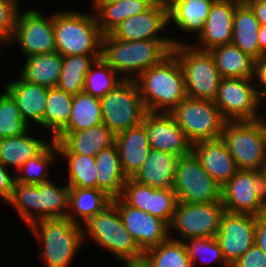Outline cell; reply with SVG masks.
<instances>
[{"label":"cell","instance_id":"6da1fadb","mask_svg":"<svg viewBox=\"0 0 266 267\" xmlns=\"http://www.w3.org/2000/svg\"><path fill=\"white\" fill-rule=\"evenodd\" d=\"M172 40L124 41L110 33L102 39V59L124 80H135L141 73L167 57Z\"/></svg>","mask_w":266,"mask_h":267},{"label":"cell","instance_id":"7a4b0ae2","mask_svg":"<svg viewBox=\"0 0 266 267\" xmlns=\"http://www.w3.org/2000/svg\"><path fill=\"white\" fill-rule=\"evenodd\" d=\"M135 82L144 107L149 112L170 113L187 97L184 74L172 52L141 73Z\"/></svg>","mask_w":266,"mask_h":267},{"label":"cell","instance_id":"3957f363","mask_svg":"<svg viewBox=\"0 0 266 267\" xmlns=\"http://www.w3.org/2000/svg\"><path fill=\"white\" fill-rule=\"evenodd\" d=\"M83 238L106 249L123 267H138L143 251L126 230L117 207L111 203L82 225ZM86 235V236H85Z\"/></svg>","mask_w":266,"mask_h":267},{"label":"cell","instance_id":"277c9868","mask_svg":"<svg viewBox=\"0 0 266 267\" xmlns=\"http://www.w3.org/2000/svg\"><path fill=\"white\" fill-rule=\"evenodd\" d=\"M28 227L42 248L40 261L47 267H70L84 244L82 226L67 217L38 219Z\"/></svg>","mask_w":266,"mask_h":267},{"label":"cell","instance_id":"5b68a950","mask_svg":"<svg viewBox=\"0 0 266 267\" xmlns=\"http://www.w3.org/2000/svg\"><path fill=\"white\" fill-rule=\"evenodd\" d=\"M69 188L67 183L61 187L50 180L37 185L15 182L7 203L30 226L38 219L67 217Z\"/></svg>","mask_w":266,"mask_h":267},{"label":"cell","instance_id":"8992f818","mask_svg":"<svg viewBox=\"0 0 266 267\" xmlns=\"http://www.w3.org/2000/svg\"><path fill=\"white\" fill-rule=\"evenodd\" d=\"M56 52L62 56L102 55L103 33L95 14L71 10L53 12Z\"/></svg>","mask_w":266,"mask_h":267},{"label":"cell","instance_id":"52a82bcc","mask_svg":"<svg viewBox=\"0 0 266 267\" xmlns=\"http://www.w3.org/2000/svg\"><path fill=\"white\" fill-rule=\"evenodd\" d=\"M178 59L188 97L214 101L222 76L210 51L199 50L190 43L174 45L171 51Z\"/></svg>","mask_w":266,"mask_h":267},{"label":"cell","instance_id":"ba28073f","mask_svg":"<svg viewBox=\"0 0 266 267\" xmlns=\"http://www.w3.org/2000/svg\"><path fill=\"white\" fill-rule=\"evenodd\" d=\"M99 100L102 123L114 135L140 125L147 112L135 80H123Z\"/></svg>","mask_w":266,"mask_h":267},{"label":"cell","instance_id":"9c48e42d","mask_svg":"<svg viewBox=\"0 0 266 267\" xmlns=\"http://www.w3.org/2000/svg\"><path fill=\"white\" fill-rule=\"evenodd\" d=\"M170 114L192 144L221 139L227 122L214 101L188 96Z\"/></svg>","mask_w":266,"mask_h":267},{"label":"cell","instance_id":"30bf717a","mask_svg":"<svg viewBox=\"0 0 266 267\" xmlns=\"http://www.w3.org/2000/svg\"><path fill=\"white\" fill-rule=\"evenodd\" d=\"M221 140L238 170L258 171L266 153L265 133L259 120L227 121Z\"/></svg>","mask_w":266,"mask_h":267},{"label":"cell","instance_id":"8fae6325","mask_svg":"<svg viewBox=\"0 0 266 267\" xmlns=\"http://www.w3.org/2000/svg\"><path fill=\"white\" fill-rule=\"evenodd\" d=\"M224 212L225 209L221 202L186 203L178 201L169 224V236L173 229L178 232L180 238L172 237V239L183 242L192 238H214L219 232Z\"/></svg>","mask_w":266,"mask_h":267},{"label":"cell","instance_id":"7c38bea8","mask_svg":"<svg viewBox=\"0 0 266 267\" xmlns=\"http://www.w3.org/2000/svg\"><path fill=\"white\" fill-rule=\"evenodd\" d=\"M172 189L179 202H221L222 186L207 173L192 152L179 157Z\"/></svg>","mask_w":266,"mask_h":267},{"label":"cell","instance_id":"4fadbf2b","mask_svg":"<svg viewBox=\"0 0 266 267\" xmlns=\"http://www.w3.org/2000/svg\"><path fill=\"white\" fill-rule=\"evenodd\" d=\"M253 78H222L215 105L227 121H255L262 105Z\"/></svg>","mask_w":266,"mask_h":267},{"label":"cell","instance_id":"5bb4252c","mask_svg":"<svg viewBox=\"0 0 266 267\" xmlns=\"http://www.w3.org/2000/svg\"><path fill=\"white\" fill-rule=\"evenodd\" d=\"M221 203L230 213L266 214V189L258 171L238 170L222 186Z\"/></svg>","mask_w":266,"mask_h":267},{"label":"cell","instance_id":"9a60e30c","mask_svg":"<svg viewBox=\"0 0 266 267\" xmlns=\"http://www.w3.org/2000/svg\"><path fill=\"white\" fill-rule=\"evenodd\" d=\"M24 11L18 12L10 44L17 41L26 57L56 52L53 14L44 17L36 9Z\"/></svg>","mask_w":266,"mask_h":267},{"label":"cell","instance_id":"2e32d148","mask_svg":"<svg viewBox=\"0 0 266 267\" xmlns=\"http://www.w3.org/2000/svg\"><path fill=\"white\" fill-rule=\"evenodd\" d=\"M170 26L168 4L155 1L147 10L122 21L110 34L119 40H172L174 45L184 41L161 36L160 32ZM159 34V35H158Z\"/></svg>","mask_w":266,"mask_h":267},{"label":"cell","instance_id":"e0dca14e","mask_svg":"<svg viewBox=\"0 0 266 267\" xmlns=\"http://www.w3.org/2000/svg\"><path fill=\"white\" fill-rule=\"evenodd\" d=\"M255 230L256 215L223 213L215 238L230 267L255 243Z\"/></svg>","mask_w":266,"mask_h":267},{"label":"cell","instance_id":"ac0fdd59","mask_svg":"<svg viewBox=\"0 0 266 267\" xmlns=\"http://www.w3.org/2000/svg\"><path fill=\"white\" fill-rule=\"evenodd\" d=\"M112 203L117 207L126 230L143 252L170 237L169 225L162 219L131 207L120 197L112 199Z\"/></svg>","mask_w":266,"mask_h":267},{"label":"cell","instance_id":"d6986e66","mask_svg":"<svg viewBox=\"0 0 266 267\" xmlns=\"http://www.w3.org/2000/svg\"><path fill=\"white\" fill-rule=\"evenodd\" d=\"M120 198L131 207L148 212L168 225L178 203L172 188L154 189L132 178L126 180Z\"/></svg>","mask_w":266,"mask_h":267},{"label":"cell","instance_id":"ffe728a7","mask_svg":"<svg viewBox=\"0 0 266 267\" xmlns=\"http://www.w3.org/2000/svg\"><path fill=\"white\" fill-rule=\"evenodd\" d=\"M142 123L145 125L151 149L179 157L191 153L192 143L170 113L147 111Z\"/></svg>","mask_w":266,"mask_h":267},{"label":"cell","instance_id":"44dd1931","mask_svg":"<svg viewBox=\"0 0 266 267\" xmlns=\"http://www.w3.org/2000/svg\"><path fill=\"white\" fill-rule=\"evenodd\" d=\"M239 0H214L205 26L191 45L199 50L230 44L233 37V18Z\"/></svg>","mask_w":266,"mask_h":267},{"label":"cell","instance_id":"7402d4cb","mask_svg":"<svg viewBox=\"0 0 266 267\" xmlns=\"http://www.w3.org/2000/svg\"><path fill=\"white\" fill-rule=\"evenodd\" d=\"M53 140L59 154L95 156L115 143V135L103 124L77 132H59Z\"/></svg>","mask_w":266,"mask_h":267},{"label":"cell","instance_id":"603a6c76","mask_svg":"<svg viewBox=\"0 0 266 267\" xmlns=\"http://www.w3.org/2000/svg\"><path fill=\"white\" fill-rule=\"evenodd\" d=\"M191 152L207 173L221 186L238 171L235 160L221 139L193 143Z\"/></svg>","mask_w":266,"mask_h":267},{"label":"cell","instance_id":"cb8c5ba5","mask_svg":"<svg viewBox=\"0 0 266 267\" xmlns=\"http://www.w3.org/2000/svg\"><path fill=\"white\" fill-rule=\"evenodd\" d=\"M121 167L127 178H132L148 158L151 147L145 125L115 135Z\"/></svg>","mask_w":266,"mask_h":267},{"label":"cell","instance_id":"d4e9b609","mask_svg":"<svg viewBox=\"0 0 266 267\" xmlns=\"http://www.w3.org/2000/svg\"><path fill=\"white\" fill-rule=\"evenodd\" d=\"M4 88L15 99L21 117L28 124H31V120L41 125L47 104V87L25 82L19 78L10 80Z\"/></svg>","mask_w":266,"mask_h":267},{"label":"cell","instance_id":"484cf974","mask_svg":"<svg viewBox=\"0 0 266 267\" xmlns=\"http://www.w3.org/2000/svg\"><path fill=\"white\" fill-rule=\"evenodd\" d=\"M178 159L177 155L151 149L148 158L132 179L154 189L172 188Z\"/></svg>","mask_w":266,"mask_h":267},{"label":"cell","instance_id":"4316f807","mask_svg":"<svg viewBox=\"0 0 266 267\" xmlns=\"http://www.w3.org/2000/svg\"><path fill=\"white\" fill-rule=\"evenodd\" d=\"M111 203L112 198L100 189L70 187L67 218L82 226Z\"/></svg>","mask_w":266,"mask_h":267},{"label":"cell","instance_id":"83f0119b","mask_svg":"<svg viewBox=\"0 0 266 267\" xmlns=\"http://www.w3.org/2000/svg\"><path fill=\"white\" fill-rule=\"evenodd\" d=\"M95 161L97 189L104 191L112 199L120 197L128 178L122 170L116 144L101 150L95 155Z\"/></svg>","mask_w":266,"mask_h":267},{"label":"cell","instance_id":"f1b7e54d","mask_svg":"<svg viewBox=\"0 0 266 267\" xmlns=\"http://www.w3.org/2000/svg\"><path fill=\"white\" fill-rule=\"evenodd\" d=\"M214 0H172L168 4L169 23L186 33L199 35Z\"/></svg>","mask_w":266,"mask_h":267},{"label":"cell","instance_id":"f546056e","mask_svg":"<svg viewBox=\"0 0 266 267\" xmlns=\"http://www.w3.org/2000/svg\"><path fill=\"white\" fill-rule=\"evenodd\" d=\"M260 22L248 4L239 3L233 18V37L232 44L236 45L243 53L252 58H260V46L258 34Z\"/></svg>","mask_w":266,"mask_h":267},{"label":"cell","instance_id":"4dcf8cb0","mask_svg":"<svg viewBox=\"0 0 266 267\" xmlns=\"http://www.w3.org/2000/svg\"><path fill=\"white\" fill-rule=\"evenodd\" d=\"M63 56L59 52L26 57L20 78L25 82L56 87L61 75Z\"/></svg>","mask_w":266,"mask_h":267},{"label":"cell","instance_id":"1f68e13d","mask_svg":"<svg viewBox=\"0 0 266 267\" xmlns=\"http://www.w3.org/2000/svg\"><path fill=\"white\" fill-rule=\"evenodd\" d=\"M49 142L38 139L30 134L0 139V161L7 168L16 171L30 158L38 155Z\"/></svg>","mask_w":266,"mask_h":267},{"label":"cell","instance_id":"d6a6232c","mask_svg":"<svg viewBox=\"0 0 266 267\" xmlns=\"http://www.w3.org/2000/svg\"><path fill=\"white\" fill-rule=\"evenodd\" d=\"M155 0H125L111 3H93L97 23L103 34L110 33L125 19L147 10Z\"/></svg>","mask_w":266,"mask_h":267},{"label":"cell","instance_id":"836d02e7","mask_svg":"<svg viewBox=\"0 0 266 267\" xmlns=\"http://www.w3.org/2000/svg\"><path fill=\"white\" fill-rule=\"evenodd\" d=\"M222 78H253L255 59L236 45L225 44L210 50Z\"/></svg>","mask_w":266,"mask_h":267},{"label":"cell","instance_id":"e575fe53","mask_svg":"<svg viewBox=\"0 0 266 267\" xmlns=\"http://www.w3.org/2000/svg\"><path fill=\"white\" fill-rule=\"evenodd\" d=\"M138 267H193L183 241L172 239L171 236L143 253L142 262Z\"/></svg>","mask_w":266,"mask_h":267},{"label":"cell","instance_id":"d590c367","mask_svg":"<svg viewBox=\"0 0 266 267\" xmlns=\"http://www.w3.org/2000/svg\"><path fill=\"white\" fill-rule=\"evenodd\" d=\"M73 95L57 87L47 88V104L41 127L53 139L69 122L72 114Z\"/></svg>","mask_w":266,"mask_h":267},{"label":"cell","instance_id":"8d00e7d4","mask_svg":"<svg viewBox=\"0 0 266 267\" xmlns=\"http://www.w3.org/2000/svg\"><path fill=\"white\" fill-rule=\"evenodd\" d=\"M102 55H69L63 56L61 75L57 88L76 95L84 91V82L90 67Z\"/></svg>","mask_w":266,"mask_h":267},{"label":"cell","instance_id":"74e56055","mask_svg":"<svg viewBox=\"0 0 266 267\" xmlns=\"http://www.w3.org/2000/svg\"><path fill=\"white\" fill-rule=\"evenodd\" d=\"M100 123L102 113L99 98L81 91L73 95L71 118L60 132L82 131Z\"/></svg>","mask_w":266,"mask_h":267},{"label":"cell","instance_id":"f35d334b","mask_svg":"<svg viewBox=\"0 0 266 267\" xmlns=\"http://www.w3.org/2000/svg\"><path fill=\"white\" fill-rule=\"evenodd\" d=\"M56 142L51 138L50 143L36 156L25 162L15 173V182L37 185L49 181V167L58 160Z\"/></svg>","mask_w":266,"mask_h":267},{"label":"cell","instance_id":"ab89813d","mask_svg":"<svg viewBox=\"0 0 266 267\" xmlns=\"http://www.w3.org/2000/svg\"><path fill=\"white\" fill-rule=\"evenodd\" d=\"M68 167V186L97 189L95 156L82 154H59Z\"/></svg>","mask_w":266,"mask_h":267},{"label":"cell","instance_id":"60d3db41","mask_svg":"<svg viewBox=\"0 0 266 267\" xmlns=\"http://www.w3.org/2000/svg\"><path fill=\"white\" fill-rule=\"evenodd\" d=\"M124 79L120 77L102 58L95 61L85 77L84 91L101 98L113 90Z\"/></svg>","mask_w":266,"mask_h":267},{"label":"cell","instance_id":"b9f144b4","mask_svg":"<svg viewBox=\"0 0 266 267\" xmlns=\"http://www.w3.org/2000/svg\"><path fill=\"white\" fill-rule=\"evenodd\" d=\"M30 125L21 117L18 105L4 88L0 94V139L29 133Z\"/></svg>","mask_w":266,"mask_h":267},{"label":"cell","instance_id":"7bdbcfd3","mask_svg":"<svg viewBox=\"0 0 266 267\" xmlns=\"http://www.w3.org/2000/svg\"><path fill=\"white\" fill-rule=\"evenodd\" d=\"M188 257L192 262L193 267L197 261L200 263H210L211 260L220 265V267H230L222 254L219 243L216 238H192L184 241ZM209 259V260H208Z\"/></svg>","mask_w":266,"mask_h":267},{"label":"cell","instance_id":"ee69618b","mask_svg":"<svg viewBox=\"0 0 266 267\" xmlns=\"http://www.w3.org/2000/svg\"><path fill=\"white\" fill-rule=\"evenodd\" d=\"M19 0H0V51L4 45H10L19 7Z\"/></svg>","mask_w":266,"mask_h":267},{"label":"cell","instance_id":"f6af8a7d","mask_svg":"<svg viewBox=\"0 0 266 267\" xmlns=\"http://www.w3.org/2000/svg\"><path fill=\"white\" fill-rule=\"evenodd\" d=\"M231 267H266V254L254 243Z\"/></svg>","mask_w":266,"mask_h":267},{"label":"cell","instance_id":"bcb514c9","mask_svg":"<svg viewBox=\"0 0 266 267\" xmlns=\"http://www.w3.org/2000/svg\"><path fill=\"white\" fill-rule=\"evenodd\" d=\"M0 161V198L6 203L10 200L15 183V174H10Z\"/></svg>","mask_w":266,"mask_h":267},{"label":"cell","instance_id":"7dc6e473","mask_svg":"<svg viewBox=\"0 0 266 267\" xmlns=\"http://www.w3.org/2000/svg\"><path fill=\"white\" fill-rule=\"evenodd\" d=\"M259 83L255 84L258 94L263 97L266 94V55L255 60L254 77Z\"/></svg>","mask_w":266,"mask_h":267},{"label":"cell","instance_id":"c3c4849f","mask_svg":"<svg viewBox=\"0 0 266 267\" xmlns=\"http://www.w3.org/2000/svg\"><path fill=\"white\" fill-rule=\"evenodd\" d=\"M255 243L266 254V214L256 216Z\"/></svg>","mask_w":266,"mask_h":267},{"label":"cell","instance_id":"681fc988","mask_svg":"<svg viewBox=\"0 0 266 267\" xmlns=\"http://www.w3.org/2000/svg\"><path fill=\"white\" fill-rule=\"evenodd\" d=\"M260 25H266V0L248 3Z\"/></svg>","mask_w":266,"mask_h":267},{"label":"cell","instance_id":"f907efd6","mask_svg":"<svg viewBox=\"0 0 266 267\" xmlns=\"http://www.w3.org/2000/svg\"><path fill=\"white\" fill-rule=\"evenodd\" d=\"M258 42L260 46V57L262 55H266V25H261L259 34H258Z\"/></svg>","mask_w":266,"mask_h":267},{"label":"cell","instance_id":"816d5d0a","mask_svg":"<svg viewBox=\"0 0 266 267\" xmlns=\"http://www.w3.org/2000/svg\"><path fill=\"white\" fill-rule=\"evenodd\" d=\"M258 173L262 179V182H263V185L266 189V153H265V156H264V159L258 169Z\"/></svg>","mask_w":266,"mask_h":267},{"label":"cell","instance_id":"f5cc1de1","mask_svg":"<svg viewBox=\"0 0 266 267\" xmlns=\"http://www.w3.org/2000/svg\"><path fill=\"white\" fill-rule=\"evenodd\" d=\"M263 127L264 133H265V138H266V117L262 116L258 119Z\"/></svg>","mask_w":266,"mask_h":267},{"label":"cell","instance_id":"db71d44e","mask_svg":"<svg viewBox=\"0 0 266 267\" xmlns=\"http://www.w3.org/2000/svg\"><path fill=\"white\" fill-rule=\"evenodd\" d=\"M125 0H92V3H111V2H121Z\"/></svg>","mask_w":266,"mask_h":267},{"label":"cell","instance_id":"11a10c76","mask_svg":"<svg viewBox=\"0 0 266 267\" xmlns=\"http://www.w3.org/2000/svg\"><path fill=\"white\" fill-rule=\"evenodd\" d=\"M241 3H244V4H248V3H251V2H256V1H259V0H239Z\"/></svg>","mask_w":266,"mask_h":267},{"label":"cell","instance_id":"9f6ffc18","mask_svg":"<svg viewBox=\"0 0 266 267\" xmlns=\"http://www.w3.org/2000/svg\"><path fill=\"white\" fill-rule=\"evenodd\" d=\"M155 1L169 4L172 0H155Z\"/></svg>","mask_w":266,"mask_h":267},{"label":"cell","instance_id":"6f0895ef","mask_svg":"<svg viewBox=\"0 0 266 267\" xmlns=\"http://www.w3.org/2000/svg\"><path fill=\"white\" fill-rule=\"evenodd\" d=\"M264 98L266 99V94L262 97V104H264L266 102V100ZM264 100H265V102H264Z\"/></svg>","mask_w":266,"mask_h":267}]
</instances>
